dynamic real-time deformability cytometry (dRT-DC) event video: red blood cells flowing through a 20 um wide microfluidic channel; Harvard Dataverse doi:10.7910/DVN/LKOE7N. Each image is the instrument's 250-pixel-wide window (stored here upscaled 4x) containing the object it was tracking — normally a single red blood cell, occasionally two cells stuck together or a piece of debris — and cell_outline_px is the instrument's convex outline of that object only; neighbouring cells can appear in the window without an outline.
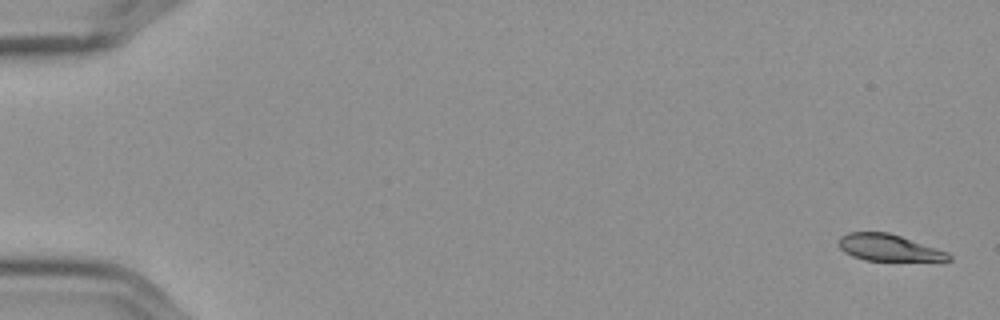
{"species": "Egyptian fruit bat (a non-hibernating species)", "species_latin": "Rousettus aegyptiacus", "temperature_condition": "cold", "stored_images_in_passage": 57, "camera_frame_rate_fps": 3000, "um_per_image_px": 0.085, "frame": {"image": 1, "passage_image": 1, "time_ms": 0.0, "image_size_px": [1000, 320], "cell_outline_px": [[952, 260], [864, 260], [852, 256], [844, 252], [840, 248], [840, 236], [848, 232], [888, 232], [948, 252], [952, 256]], "centroid_in_image_um": [75.51, 21.04], "position_along_channel_um": 9.5, "area_um2": 16.76}}
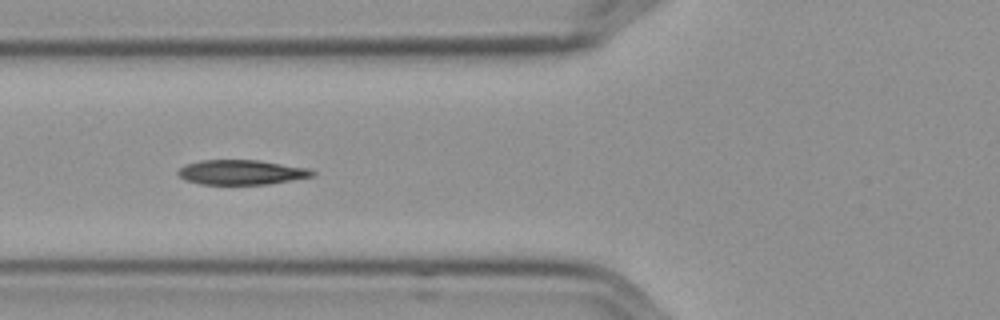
{"frame": {"image": 2, "passage_image": 22, "time_ms": 7.0, "image_size_px": [1000, 320], "cell_outline_px": [[316, 176], [268, 184], [200, 184], [184, 180], [176, 172], [180, 168], [188, 164], [200, 160], [260, 160], [308, 168], [316, 172]], "centroid_in_image_um": [20.55, 14.64], "position_along_channel_um": 105.3, "area_um2": 19.42}}
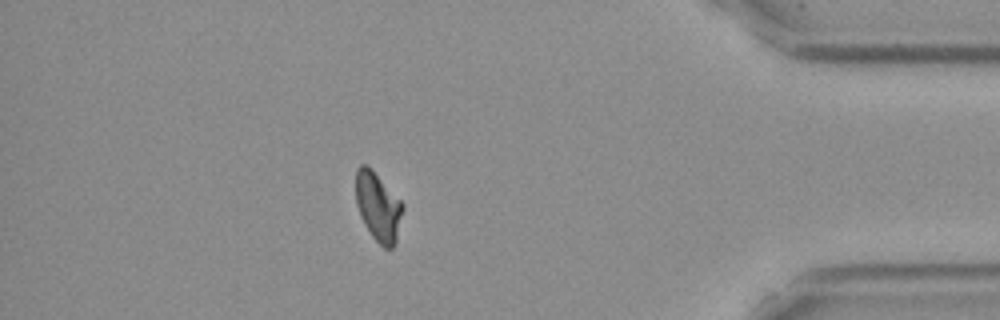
{"frame": {"image": 3, "passage_image": 50, "time_ms": 16.333, "image_size_px": [1000, 320], "cell_outline_px": [[404, 208], [396, 244], [392, 248], [384, 248], [372, 236], [360, 216], [356, 204], [356, 168], [360, 164], [364, 164], [404, 204]], "centroid_in_image_um": [32.15, 17.63], "position_along_channel_um": 403.1, "area_um2": 18.44}, "authors_computed_cell_mechanics": {"area_um2": 19.074, "velocity_mm_per_s": 3.5848, "shape_relaxation_time_tau1_ms": 6.4714, "shape_relaxation_time_tau2_ms": 3.781, "deformation_change_tau1": 0.1738, "deformation_change_tau2": 0.094}}